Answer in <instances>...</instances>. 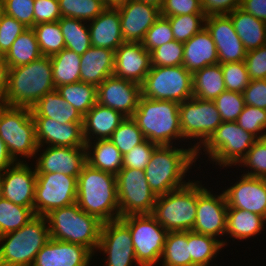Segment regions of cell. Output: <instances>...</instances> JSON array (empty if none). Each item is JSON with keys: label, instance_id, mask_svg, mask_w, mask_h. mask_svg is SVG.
Instances as JSON below:
<instances>
[{"label": "cell", "instance_id": "1", "mask_svg": "<svg viewBox=\"0 0 266 266\" xmlns=\"http://www.w3.org/2000/svg\"><path fill=\"white\" fill-rule=\"evenodd\" d=\"M76 203L101 222L120 218L116 175L91 167L88 163L77 178Z\"/></svg>", "mask_w": 266, "mask_h": 266}, {"label": "cell", "instance_id": "2", "mask_svg": "<svg viewBox=\"0 0 266 266\" xmlns=\"http://www.w3.org/2000/svg\"><path fill=\"white\" fill-rule=\"evenodd\" d=\"M198 157L193 147L176 148L173 145H159L145 167V176L156 196L186 186L185 174Z\"/></svg>", "mask_w": 266, "mask_h": 266}, {"label": "cell", "instance_id": "3", "mask_svg": "<svg viewBox=\"0 0 266 266\" xmlns=\"http://www.w3.org/2000/svg\"><path fill=\"white\" fill-rule=\"evenodd\" d=\"M51 57L42 56L31 63L9 69L3 104L31 108L46 93L55 90Z\"/></svg>", "mask_w": 266, "mask_h": 266}, {"label": "cell", "instance_id": "4", "mask_svg": "<svg viewBox=\"0 0 266 266\" xmlns=\"http://www.w3.org/2000/svg\"><path fill=\"white\" fill-rule=\"evenodd\" d=\"M45 217L50 238L83 245L93 254L97 251L103 222L83 211L77 203L51 210Z\"/></svg>", "mask_w": 266, "mask_h": 266}, {"label": "cell", "instance_id": "5", "mask_svg": "<svg viewBox=\"0 0 266 266\" xmlns=\"http://www.w3.org/2000/svg\"><path fill=\"white\" fill-rule=\"evenodd\" d=\"M132 118L145 139L157 145H173V139L183 138L177 102L141 96Z\"/></svg>", "mask_w": 266, "mask_h": 266}, {"label": "cell", "instance_id": "6", "mask_svg": "<svg viewBox=\"0 0 266 266\" xmlns=\"http://www.w3.org/2000/svg\"><path fill=\"white\" fill-rule=\"evenodd\" d=\"M46 223L45 216L36 215L20 229L0 236V266H32L37 253L50 240Z\"/></svg>", "mask_w": 266, "mask_h": 266}, {"label": "cell", "instance_id": "7", "mask_svg": "<svg viewBox=\"0 0 266 266\" xmlns=\"http://www.w3.org/2000/svg\"><path fill=\"white\" fill-rule=\"evenodd\" d=\"M198 181L157 196L152 216L168 232L192 231L197 214Z\"/></svg>", "mask_w": 266, "mask_h": 266}, {"label": "cell", "instance_id": "8", "mask_svg": "<svg viewBox=\"0 0 266 266\" xmlns=\"http://www.w3.org/2000/svg\"><path fill=\"white\" fill-rule=\"evenodd\" d=\"M0 138L15 162H24L17 159L18 155L30 159L36 156L40 149L31 108L3 104L0 107Z\"/></svg>", "mask_w": 266, "mask_h": 266}, {"label": "cell", "instance_id": "9", "mask_svg": "<svg viewBox=\"0 0 266 266\" xmlns=\"http://www.w3.org/2000/svg\"><path fill=\"white\" fill-rule=\"evenodd\" d=\"M142 97L181 103L193 97L192 73L179 66H151L141 84Z\"/></svg>", "mask_w": 266, "mask_h": 266}, {"label": "cell", "instance_id": "10", "mask_svg": "<svg viewBox=\"0 0 266 266\" xmlns=\"http://www.w3.org/2000/svg\"><path fill=\"white\" fill-rule=\"evenodd\" d=\"M258 138L243 130L236 121L222 122L205 142L203 151L220 167L239 164Z\"/></svg>", "mask_w": 266, "mask_h": 266}, {"label": "cell", "instance_id": "11", "mask_svg": "<svg viewBox=\"0 0 266 266\" xmlns=\"http://www.w3.org/2000/svg\"><path fill=\"white\" fill-rule=\"evenodd\" d=\"M130 230L137 263L154 266L161 259L168 231L151 214L120 218Z\"/></svg>", "mask_w": 266, "mask_h": 266}, {"label": "cell", "instance_id": "12", "mask_svg": "<svg viewBox=\"0 0 266 266\" xmlns=\"http://www.w3.org/2000/svg\"><path fill=\"white\" fill-rule=\"evenodd\" d=\"M179 118L183 140L185 138L200 139L196 145H193L196 156H199L201 146L205 144L222 123L213 100H203L196 97L187 99L179 104Z\"/></svg>", "mask_w": 266, "mask_h": 266}, {"label": "cell", "instance_id": "13", "mask_svg": "<svg viewBox=\"0 0 266 266\" xmlns=\"http://www.w3.org/2000/svg\"><path fill=\"white\" fill-rule=\"evenodd\" d=\"M116 185L120 218L152 214L157 196L151 190L144 170L122 168L116 174Z\"/></svg>", "mask_w": 266, "mask_h": 266}, {"label": "cell", "instance_id": "14", "mask_svg": "<svg viewBox=\"0 0 266 266\" xmlns=\"http://www.w3.org/2000/svg\"><path fill=\"white\" fill-rule=\"evenodd\" d=\"M77 178L61 173H36L35 215L45 216L51 210L75 204Z\"/></svg>", "mask_w": 266, "mask_h": 266}, {"label": "cell", "instance_id": "15", "mask_svg": "<svg viewBox=\"0 0 266 266\" xmlns=\"http://www.w3.org/2000/svg\"><path fill=\"white\" fill-rule=\"evenodd\" d=\"M98 250L107 255L105 266H132L133 262L140 266L129 227L120 218L102 224Z\"/></svg>", "mask_w": 266, "mask_h": 266}, {"label": "cell", "instance_id": "16", "mask_svg": "<svg viewBox=\"0 0 266 266\" xmlns=\"http://www.w3.org/2000/svg\"><path fill=\"white\" fill-rule=\"evenodd\" d=\"M197 214L192 232L218 238L226 234L227 202L224 192L213 195L199 184ZM218 236V237H216Z\"/></svg>", "mask_w": 266, "mask_h": 266}, {"label": "cell", "instance_id": "17", "mask_svg": "<svg viewBox=\"0 0 266 266\" xmlns=\"http://www.w3.org/2000/svg\"><path fill=\"white\" fill-rule=\"evenodd\" d=\"M142 96L141 85L126 79L107 77L97 87V103L132 117Z\"/></svg>", "mask_w": 266, "mask_h": 266}, {"label": "cell", "instance_id": "18", "mask_svg": "<svg viewBox=\"0 0 266 266\" xmlns=\"http://www.w3.org/2000/svg\"><path fill=\"white\" fill-rule=\"evenodd\" d=\"M204 24L215 42L220 64L245 60L247 50L235 32L229 15L208 16Z\"/></svg>", "mask_w": 266, "mask_h": 266}, {"label": "cell", "instance_id": "19", "mask_svg": "<svg viewBox=\"0 0 266 266\" xmlns=\"http://www.w3.org/2000/svg\"><path fill=\"white\" fill-rule=\"evenodd\" d=\"M36 160V173H61L78 177L87 164L86 147L48 146Z\"/></svg>", "mask_w": 266, "mask_h": 266}, {"label": "cell", "instance_id": "20", "mask_svg": "<svg viewBox=\"0 0 266 266\" xmlns=\"http://www.w3.org/2000/svg\"><path fill=\"white\" fill-rule=\"evenodd\" d=\"M224 192L227 208H237L266 219V179L243 175Z\"/></svg>", "mask_w": 266, "mask_h": 266}, {"label": "cell", "instance_id": "21", "mask_svg": "<svg viewBox=\"0 0 266 266\" xmlns=\"http://www.w3.org/2000/svg\"><path fill=\"white\" fill-rule=\"evenodd\" d=\"M117 9L125 42L142 43L147 30L161 16L160 9L137 0H129Z\"/></svg>", "mask_w": 266, "mask_h": 266}, {"label": "cell", "instance_id": "22", "mask_svg": "<svg viewBox=\"0 0 266 266\" xmlns=\"http://www.w3.org/2000/svg\"><path fill=\"white\" fill-rule=\"evenodd\" d=\"M36 169L24 162H16L2 173L3 198L34 211Z\"/></svg>", "mask_w": 266, "mask_h": 266}, {"label": "cell", "instance_id": "23", "mask_svg": "<svg viewBox=\"0 0 266 266\" xmlns=\"http://www.w3.org/2000/svg\"><path fill=\"white\" fill-rule=\"evenodd\" d=\"M151 69V53L142 43L124 42L115 50V77L142 84Z\"/></svg>", "mask_w": 266, "mask_h": 266}, {"label": "cell", "instance_id": "24", "mask_svg": "<svg viewBox=\"0 0 266 266\" xmlns=\"http://www.w3.org/2000/svg\"><path fill=\"white\" fill-rule=\"evenodd\" d=\"M38 148L44 144L61 147H86L83 123L60 124L51 118H33Z\"/></svg>", "mask_w": 266, "mask_h": 266}, {"label": "cell", "instance_id": "25", "mask_svg": "<svg viewBox=\"0 0 266 266\" xmlns=\"http://www.w3.org/2000/svg\"><path fill=\"white\" fill-rule=\"evenodd\" d=\"M93 255L83 245L50 238L37 253L32 266H89Z\"/></svg>", "mask_w": 266, "mask_h": 266}, {"label": "cell", "instance_id": "26", "mask_svg": "<svg viewBox=\"0 0 266 266\" xmlns=\"http://www.w3.org/2000/svg\"><path fill=\"white\" fill-rule=\"evenodd\" d=\"M88 25L91 46L115 51L123 40L118 9L106 8Z\"/></svg>", "mask_w": 266, "mask_h": 266}, {"label": "cell", "instance_id": "27", "mask_svg": "<svg viewBox=\"0 0 266 266\" xmlns=\"http://www.w3.org/2000/svg\"><path fill=\"white\" fill-rule=\"evenodd\" d=\"M183 46V66L192 74L219 63L215 42L205 27L183 43Z\"/></svg>", "mask_w": 266, "mask_h": 266}, {"label": "cell", "instance_id": "28", "mask_svg": "<svg viewBox=\"0 0 266 266\" xmlns=\"http://www.w3.org/2000/svg\"><path fill=\"white\" fill-rule=\"evenodd\" d=\"M115 51L91 46L81 55L80 81L98 87L114 72Z\"/></svg>", "mask_w": 266, "mask_h": 266}, {"label": "cell", "instance_id": "29", "mask_svg": "<svg viewBox=\"0 0 266 266\" xmlns=\"http://www.w3.org/2000/svg\"><path fill=\"white\" fill-rule=\"evenodd\" d=\"M125 118L121 112L96 103L83 116L85 142H90L94 138L97 140L109 139Z\"/></svg>", "mask_w": 266, "mask_h": 266}, {"label": "cell", "instance_id": "30", "mask_svg": "<svg viewBox=\"0 0 266 266\" xmlns=\"http://www.w3.org/2000/svg\"><path fill=\"white\" fill-rule=\"evenodd\" d=\"M33 118H51L60 124L83 123V116L68 105L55 89L46 93L31 107Z\"/></svg>", "mask_w": 266, "mask_h": 266}, {"label": "cell", "instance_id": "31", "mask_svg": "<svg viewBox=\"0 0 266 266\" xmlns=\"http://www.w3.org/2000/svg\"><path fill=\"white\" fill-rule=\"evenodd\" d=\"M228 15L247 51L266 45V22L255 18L241 8L235 9Z\"/></svg>", "mask_w": 266, "mask_h": 266}, {"label": "cell", "instance_id": "32", "mask_svg": "<svg viewBox=\"0 0 266 266\" xmlns=\"http://www.w3.org/2000/svg\"><path fill=\"white\" fill-rule=\"evenodd\" d=\"M93 141L86 142L85 145L87 163L95 169L116 175L123 168V155L120 150L109 139Z\"/></svg>", "mask_w": 266, "mask_h": 266}, {"label": "cell", "instance_id": "33", "mask_svg": "<svg viewBox=\"0 0 266 266\" xmlns=\"http://www.w3.org/2000/svg\"><path fill=\"white\" fill-rule=\"evenodd\" d=\"M266 219L253 212L237 208H227L226 234L244 240L251 238L264 229ZM264 224V225H263Z\"/></svg>", "mask_w": 266, "mask_h": 266}, {"label": "cell", "instance_id": "34", "mask_svg": "<svg viewBox=\"0 0 266 266\" xmlns=\"http://www.w3.org/2000/svg\"><path fill=\"white\" fill-rule=\"evenodd\" d=\"M193 97L214 100L226 90L221 64L209 65L192 74Z\"/></svg>", "mask_w": 266, "mask_h": 266}, {"label": "cell", "instance_id": "35", "mask_svg": "<svg viewBox=\"0 0 266 266\" xmlns=\"http://www.w3.org/2000/svg\"><path fill=\"white\" fill-rule=\"evenodd\" d=\"M42 56L35 32L32 28H27L15 39L5 54V61L9 68H14L27 65Z\"/></svg>", "mask_w": 266, "mask_h": 266}, {"label": "cell", "instance_id": "36", "mask_svg": "<svg viewBox=\"0 0 266 266\" xmlns=\"http://www.w3.org/2000/svg\"><path fill=\"white\" fill-rule=\"evenodd\" d=\"M53 82L57 88L60 85L80 81L81 55L64 48L51 56Z\"/></svg>", "mask_w": 266, "mask_h": 266}, {"label": "cell", "instance_id": "37", "mask_svg": "<svg viewBox=\"0 0 266 266\" xmlns=\"http://www.w3.org/2000/svg\"><path fill=\"white\" fill-rule=\"evenodd\" d=\"M68 105L84 116L97 103V87L95 85L76 82L60 85L56 88Z\"/></svg>", "mask_w": 266, "mask_h": 266}, {"label": "cell", "instance_id": "38", "mask_svg": "<svg viewBox=\"0 0 266 266\" xmlns=\"http://www.w3.org/2000/svg\"><path fill=\"white\" fill-rule=\"evenodd\" d=\"M227 243L217 238L188 231L191 266H210V261Z\"/></svg>", "mask_w": 266, "mask_h": 266}, {"label": "cell", "instance_id": "39", "mask_svg": "<svg viewBox=\"0 0 266 266\" xmlns=\"http://www.w3.org/2000/svg\"><path fill=\"white\" fill-rule=\"evenodd\" d=\"M161 259L162 266H191L188 231L167 233Z\"/></svg>", "mask_w": 266, "mask_h": 266}, {"label": "cell", "instance_id": "40", "mask_svg": "<svg viewBox=\"0 0 266 266\" xmlns=\"http://www.w3.org/2000/svg\"><path fill=\"white\" fill-rule=\"evenodd\" d=\"M58 22L65 40V48L83 55L91 47L88 25L70 17H61Z\"/></svg>", "mask_w": 266, "mask_h": 266}, {"label": "cell", "instance_id": "41", "mask_svg": "<svg viewBox=\"0 0 266 266\" xmlns=\"http://www.w3.org/2000/svg\"><path fill=\"white\" fill-rule=\"evenodd\" d=\"M34 211L2 198L0 200V236L16 231L35 217Z\"/></svg>", "mask_w": 266, "mask_h": 266}, {"label": "cell", "instance_id": "42", "mask_svg": "<svg viewBox=\"0 0 266 266\" xmlns=\"http://www.w3.org/2000/svg\"><path fill=\"white\" fill-rule=\"evenodd\" d=\"M43 56L51 57L65 48L59 22L40 23L32 27Z\"/></svg>", "mask_w": 266, "mask_h": 266}, {"label": "cell", "instance_id": "43", "mask_svg": "<svg viewBox=\"0 0 266 266\" xmlns=\"http://www.w3.org/2000/svg\"><path fill=\"white\" fill-rule=\"evenodd\" d=\"M62 17L81 21L94 20L106 8L100 0H58Z\"/></svg>", "mask_w": 266, "mask_h": 266}, {"label": "cell", "instance_id": "44", "mask_svg": "<svg viewBox=\"0 0 266 266\" xmlns=\"http://www.w3.org/2000/svg\"><path fill=\"white\" fill-rule=\"evenodd\" d=\"M109 140L120 150V153L131 151L133 147L141 144L145 137L138 128L136 121L132 117H126L118 128L112 133Z\"/></svg>", "mask_w": 266, "mask_h": 266}, {"label": "cell", "instance_id": "45", "mask_svg": "<svg viewBox=\"0 0 266 266\" xmlns=\"http://www.w3.org/2000/svg\"><path fill=\"white\" fill-rule=\"evenodd\" d=\"M166 18L171 25L174 39L185 43L205 27L206 16L205 14H188L169 16Z\"/></svg>", "mask_w": 266, "mask_h": 266}, {"label": "cell", "instance_id": "46", "mask_svg": "<svg viewBox=\"0 0 266 266\" xmlns=\"http://www.w3.org/2000/svg\"><path fill=\"white\" fill-rule=\"evenodd\" d=\"M222 122H234L245 107L243 93L223 91L213 100Z\"/></svg>", "mask_w": 266, "mask_h": 266}, {"label": "cell", "instance_id": "47", "mask_svg": "<svg viewBox=\"0 0 266 266\" xmlns=\"http://www.w3.org/2000/svg\"><path fill=\"white\" fill-rule=\"evenodd\" d=\"M236 123L245 131L252 133L258 139L266 138V110L245 105ZM261 132V135H259ZM258 134V135H257Z\"/></svg>", "mask_w": 266, "mask_h": 266}, {"label": "cell", "instance_id": "48", "mask_svg": "<svg viewBox=\"0 0 266 266\" xmlns=\"http://www.w3.org/2000/svg\"><path fill=\"white\" fill-rule=\"evenodd\" d=\"M221 69L226 90L243 93L251 81L245 62L222 63Z\"/></svg>", "mask_w": 266, "mask_h": 266}, {"label": "cell", "instance_id": "49", "mask_svg": "<svg viewBox=\"0 0 266 266\" xmlns=\"http://www.w3.org/2000/svg\"><path fill=\"white\" fill-rule=\"evenodd\" d=\"M239 165L251 169L243 175L266 179V138L258 139Z\"/></svg>", "mask_w": 266, "mask_h": 266}, {"label": "cell", "instance_id": "50", "mask_svg": "<svg viewBox=\"0 0 266 266\" xmlns=\"http://www.w3.org/2000/svg\"><path fill=\"white\" fill-rule=\"evenodd\" d=\"M184 46L179 41L167 42L151 52V66L183 65Z\"/></svg>", "mask_w": 266, "mask_h": 266}, {"label": "cell", "instance_id": "51", "mask_svg": "<svg viewBox=\"0 0 266 266\" xmlns=\"http://www.w3.org/2000/svg\"><path fill=\"white\" fill-rule=\"evenodd\" d=\"M174 40L169 20L164 16H160L147 30L142 45L151 53L155 48Z\"/></svg>", "mask_w": 266, "mask_h": 266}, {"label": "cell", "instance_id": "52", "mask_svg": "<svg viewBox=\"0 0 266 266\" xmlns=\"http://www.w3.org/2000/svg\"><path fill=\"white\" fill-rule=\"evenodd\" d=\"M35 0H2L3 13L15 18L27 28L34 26Z\"/></svg>", "mask_w": 266, "mask_h": 266}, {"label": "cell", "instance_id": "53", "mask_svg": "<svg viewBox=\"0 0 266 266\" xmlns=\"http://www.w3.org/2000/svg\"><path fill=\"white\" fill-rule=\"evenodd\" d=\"M158 146L145 139L141 144L136 145L131 151L123 155V168L145 170L154 150Z\"/></svg>", "mask_w": 266, "mask_h": 266}, {"label": "cell", "instance_id": "54", "mask_svg": "<svg viewBox=\"0 0 266 266\" xmlns=\"http://www.w3.org/2000/svg\"><path fill=\"white\" fill-rule=\"evenodd\" d=\"M22 23L6 14L0 17V50L4 55L8 52L15 39L25 30Z\"/></svg>", "mask_w": 266, "mask_h": 266}, {"label": "cell", "instance_id": "55", "mask_svg": "<svg viewBox=\"0 0 266 266\" xmlns=\"http://www.w3.org/2000/svg\"><path fill=\"white\" fill-rule=\"evenodd\" d=\"M161 16L204 14L201 0H164Z\"/></svg>", "mask_w": 266, "mask_h": 266}, {"label": "cell", "instance_id": "56", "mask_svg": "<svg viewBox=\"0 0 266 266\" xmlns=\"http://www.w3.org/2000/svg\"><path fill=\"white\" fill-rule=\"evenodd\" d=\"M244 62L251 80L266 79V45L247 51Z\"/></svg>", "mask_w": 266, "mask_h": 266}, {"label": "cell", "instance_id": "57", "mask_svg": "<svg viewBox=\"0 0 266 266\" xmlns=\"http://www.w3.org/2000/svg\"><path fill=\"white\" fill-rule=\"evenodd\" d=\"M61 17L58 0L34 1V26L40 23L57 22Z\"/></svg>", "mask_w": 266, "mask_h": 266}, {"label": "cell", "instance_id": "58", "mask_svg": "<svg viewBox=\"0 0 266 266\" xmlns=\"http://www.w3.org/2000/svg\"><path fill=\"white\" fill-rule=\"evenodd\" d=\"M243 96L245 105L266 110V79L251 80Z\"/></svg>", "mask_w": 266, "mask_h": 266}, {"label": "cell", "instance_id": "59", "mask_svg": "<svg viewBox=\"0 0 266 266\" xmlns=\"http://www.w3.org/2000/svg\"><path fill=\"white\" fill-rule=\"evenodd\" d=\"M202 10L206 17L228 15L241 7L242 0H201Z\"/></svg>", "mask_w": 266, "mask_h": 266}, {"label": "cell", "instance_id": "60", "mask_svg": "<svg viewBox=\"0 0 266 266\" xmlns=\"http://www.w3.org/2000/svg\"><path fill=\"white\" fill-rule=\"evenodd\" d=\"M240 8L266 22V0H242Z\"/></svg>", "mask_w": 266, "mask_h": 266}, {"label": "cell", "instance_id": "61", "mask_svg": "<svg viewBox=\"0 0 266 266\" xmlns=\"http://www.w3.org/2000/svg\"><path fill=\"white\" fill-rule=\"evenodd\" d=\"M16 162L10 156L6 144L0 138V173L5 172L9 167L14 165Z\"/></svg>", "mask_w": 266, "mask_h": 266}, {"label": "cell", "instance_id": "62", "mask_svg": "<svg viewBox=\"0 0 266 266\" xmlns=\"http://www.w3.org/2000/svg\"><path fill=\"white\" fill-rule=\"evenodd\" d=\"M9 65L6 62H0V101H3L8 87Z\"/></svg>", "mask_w": 266, "mask_h": 266}, {"label": "cell", "instance_id": "63", "mask_svg": "<svg viewBox=\"0 0 266 266\" xmlns=\"http://www.w3.org/2000/svg\"><path fill=\"white\" fill-rule=\"evenodd\" d=\"M129 0H104V6L105 8H113L117 9L124 4H126Z\"/></svg>", "mask_w": 266, "mask_h": 266}, {"label": "cell", "instance_id": "64", "mask_svg": "<svg viewBox=\"0 0 266 266\" xmlns=\"http://www.w3.org/2000/svg\"><path fill=\"white\" fill-rule=\"evenodd\" d=\"M137 1H142L146 4L152 5L158 9H161L164 0H137Z\"/></svg>", "mask_w": 266, "mask_h": 266}, {"label": "cell", "instance_id": "65", "mask_svg": "<svg viewBox=\"0 0 266 266\" xmlns=\"http://www.w3.org/2000/svg\"><path fill=\"white\" fill-rule=\"evenodd\" d=\"M3 198V192H2V173H0V200Z\"/></svg>", "mask_w": 266, "mask_h": 266}, {"label": "cell", "instance_id": "66", "mask_svg": "<svg viewBox=\"0 0 266 266\" xmlns=\"http://www.w3.org/2000/svg\"><path fill=\"white\" fill-rule=\"evenodd\" d=\"M0 62H6L5 61V55L1 50H0Z\"/></svg>", "mask_w": 266, "mask_h": 266}, {"label": "cell", "instance_id": "67", "mask_svg": "<svg viewBox=\"0 0 266 266\" xmlns=\"http://www.w3.org/2000/svg\"><path fill=\"white\" fill-rule=\"evenodd\" d=\"M3 14V2L0 0V17Z\"/></svg>", "mask_w": 266, "mask_h": 266}]
</instances>
